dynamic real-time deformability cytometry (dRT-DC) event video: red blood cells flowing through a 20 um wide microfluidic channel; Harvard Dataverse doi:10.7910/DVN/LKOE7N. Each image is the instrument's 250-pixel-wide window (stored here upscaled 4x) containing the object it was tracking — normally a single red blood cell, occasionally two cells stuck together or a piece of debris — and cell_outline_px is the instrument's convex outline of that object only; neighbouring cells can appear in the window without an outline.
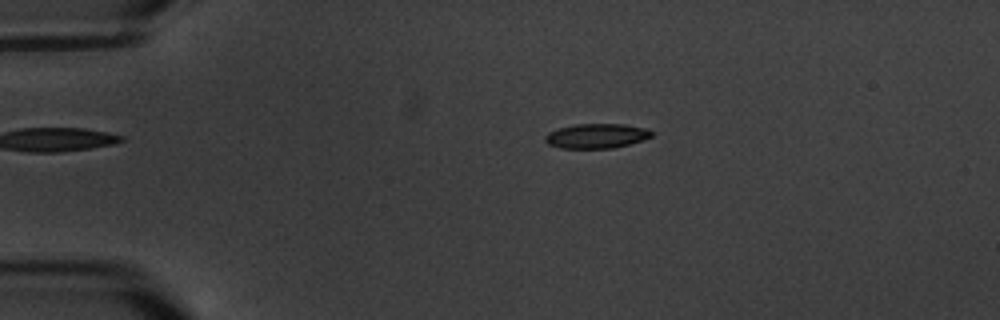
{"species": "common noctule bat (a hibernating species)", "species_latin": "Nyctalus noctula", "temperature_condition": "warm", "stored_images_in_passage": 9, "camera_frame_rate_fps": 3000, "um_per_image_px": 0.085, "animal": {"sex": "male", "body_mass_g": 20.1, "forearm_length_mm": 53.5}, "frame": {"image": 1, "passage_image": 4, "time_ms": 3.667, "image_size_px": [1000, 320], "cell_outline_px": [[652, 136], [628, 144], [612, 148], [560, 148], [548, 144], [544, 140], [544, 136], [548, 132], [560, 128], [576, 124], [624, 124], [644, 128], [652, 132]], "centroid_in_image_um": [50.65, 11.55], "position_along_channel_um": 34.4, "area_um2": 15.09}}
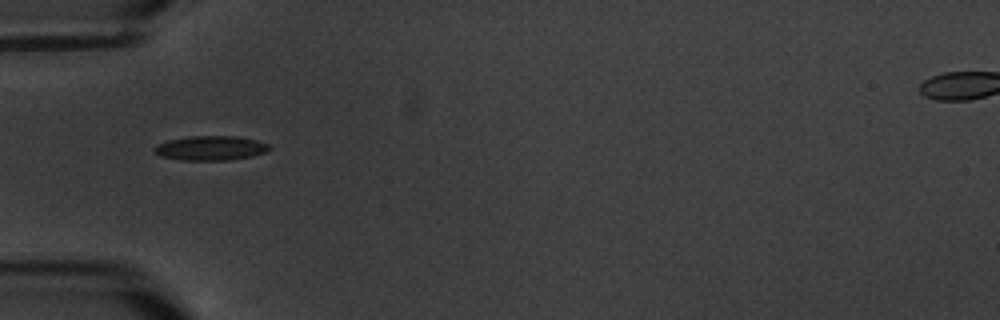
{"frame": {"image": 2, "passage_image": 6, "time_ms": 6.0, "image_size_px": [1000, 320], "cell_outline_px": [[272, 148], [264, 152], [252, 156], [232, 160], [180, 160], [160, 156], [152, 148], [156, 144], [168, 140], [192, 136], [236, 136], [256, 140], [268, 144]], "centroid_in_image_um": [17.89, 12.59], "position_along_channel_um": 67.1, "area_um2": 16.42}}
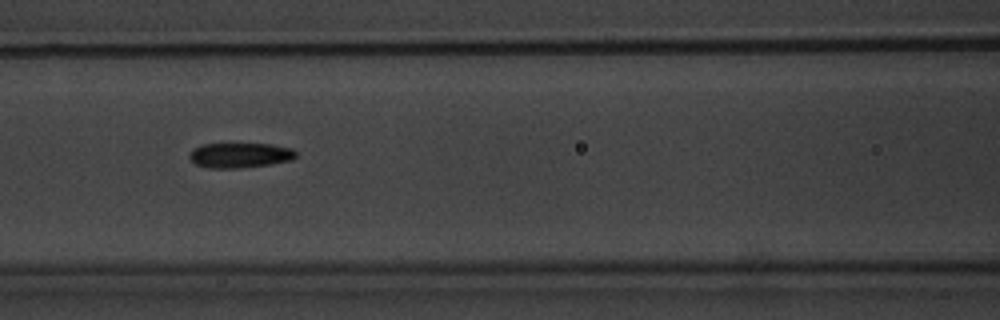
{"frame": {"image": 3, "passage_image": 8, "time_ms": 8.333, "image_size_px": [1000, 320], "cell_outline_px": [[296, 156], [292, 160], [272, 164], [240, 168], [208, 168], [196, 164], [188, 156], [192, 148], [200, 144], [272, 144], [292, 148], [296, 152]], "centroid_in_image_um": [20.39, 13.19], "position_along_channel_um": 146.2, "area_um2": 15.66}}